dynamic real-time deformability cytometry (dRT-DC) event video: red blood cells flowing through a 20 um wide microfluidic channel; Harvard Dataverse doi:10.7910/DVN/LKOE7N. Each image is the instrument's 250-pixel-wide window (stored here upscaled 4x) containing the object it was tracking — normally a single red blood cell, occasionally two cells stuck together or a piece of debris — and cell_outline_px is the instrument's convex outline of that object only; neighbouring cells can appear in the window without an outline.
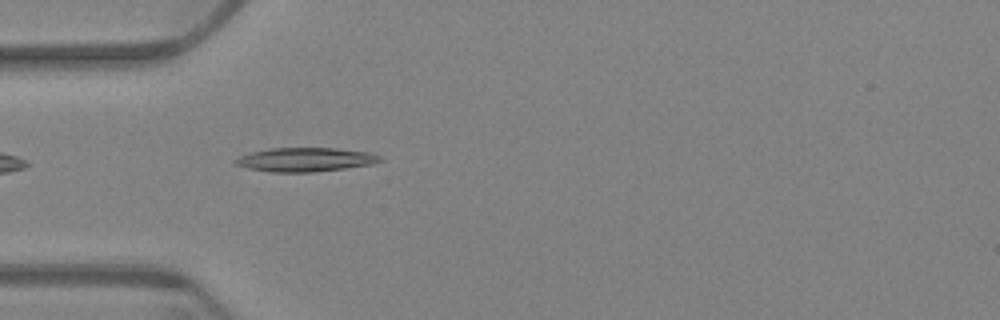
{"species": "Egyptian fruit bat (a non-hibernating species)", "species_latin": "Rousettus aegyptiacus", "temperature_condition": "warm", "stored_images_in_passage": 5, "camera_frame_rate_fps": 3000, "um_per_image_px": 0.085, "animal": {"sex": "female"}, "frame": {"image": 1, "passage_image": 1, "time_ms": 0.0, "image_size_px": [1000, 320], "cell_outline_px": [[384, 160], [372, 164], [344, 168], [312, 172], [272, 172], [248, 168], [236, 164], [232, 160], [240, 156], [252, 152], [272, 148], [336, 148], [368, 152], [380, 156]], "centroid_in_image_um": [25.96, 13.56], "position_along_channel_um": 59.0, "area_um2": 20.0}}